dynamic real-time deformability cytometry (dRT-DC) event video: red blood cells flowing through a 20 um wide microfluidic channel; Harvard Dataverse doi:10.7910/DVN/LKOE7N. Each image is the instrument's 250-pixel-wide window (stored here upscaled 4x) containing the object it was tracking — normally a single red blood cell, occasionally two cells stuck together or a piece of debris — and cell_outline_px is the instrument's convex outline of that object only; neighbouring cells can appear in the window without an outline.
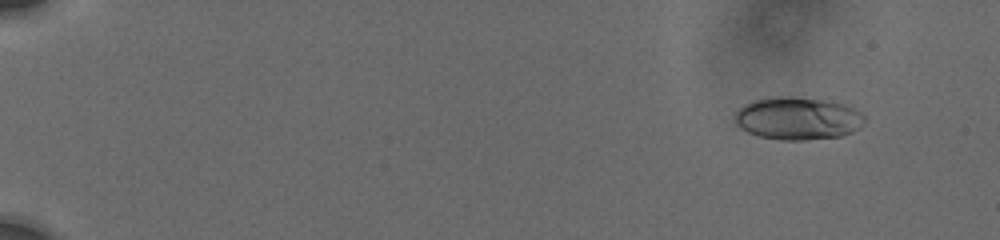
{"species": "human", "species_latin": "Homo sapiens", "temperature_condition": "cold", "stored_images_in_passage": 39, "camera_frame_rate_fps": 3000, "um_per_image_px": 0.085, "donor": {"sex": "male"}, "frame": {"image": 1, "passage_image": 2, "time_ms": 1.333, "image_size_px": [1000, 240], "cell_outline_px": [[868, 120], [860, 128], [852, 132], [840, 136], [804, 140], [780, 140], [760, 136], [748, 132], [740, 128], [732, 120], [732, 116], [744, 104], [752, 100], [772, 96], [792, 96], [832, 100], [844, 104], [860, 112]], "centroid_in_image_um": [67.8, 10.05], "position_along_channel_um": 17.2, "area_um2": 32.89}}
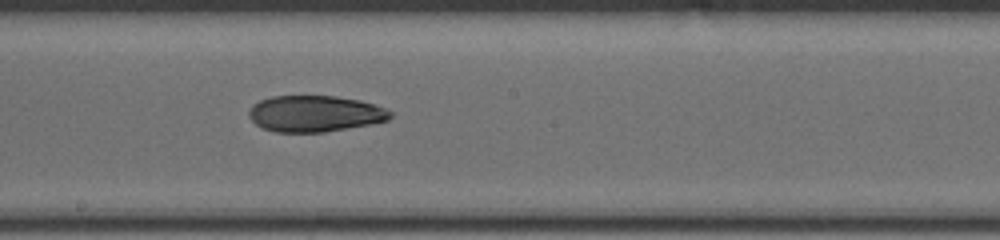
{"frame": {"image": 2, "passage_image": 21, "time_ms": 11.0, "image_size_px": [1000, 240], "cell_outline_px": [[392, 116], [388, 120], [372, 124], [324, 132], [276, 132], [264, 128], [256, 124], [248, 116], [248, 112], [252, 104], [260, 100], [272, 96], [336, 96], [360, 100], [384, 108], [392, 112]], "centroid_in_image_um": [26.76, 9.66], "position_along_channel_um": 221.4, "area_um2": 29.88}}
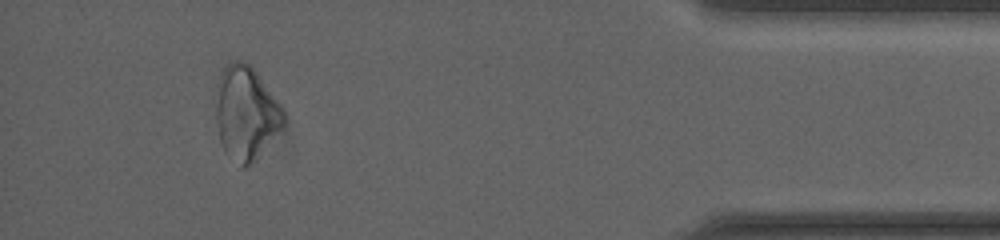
{"frame": {"image": 3, "passage_image": 36, "time_ms": 17.333, "image_size_px": [1000, 240], "cell_outline_px": [[284, 124], [248, 164], [244, 168], [240, 168], [224, 152], [220, 140], [216, 124], [216, 84], [220, 72], [232, 60], [244, 60], [256, 72], [284, 108]], "centroid_in_image_um": [20.86, 9.56], "position_along_channel_um": 414.3, "area_um2": 36.53}}